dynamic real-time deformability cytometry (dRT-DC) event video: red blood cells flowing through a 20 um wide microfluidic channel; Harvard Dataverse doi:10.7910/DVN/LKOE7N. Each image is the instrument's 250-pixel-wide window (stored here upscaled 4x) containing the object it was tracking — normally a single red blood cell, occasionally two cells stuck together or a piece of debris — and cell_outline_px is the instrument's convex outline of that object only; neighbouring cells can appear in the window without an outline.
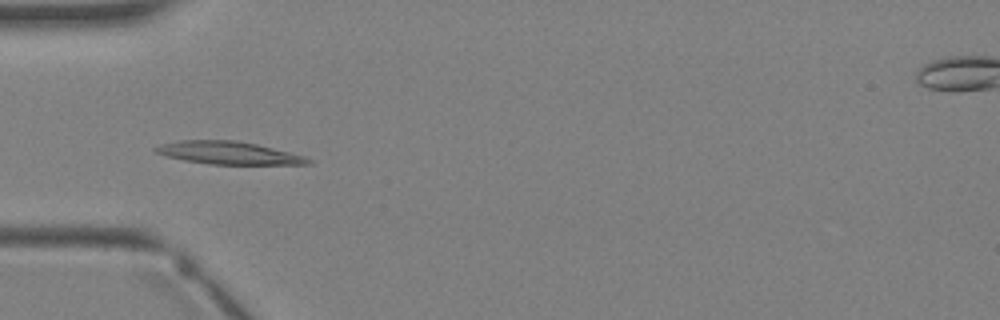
{"species": "Egyptian fruit bat (a non-hibernating species)", "species_latin": "Rousettus aegyptiacus", "temperature_condition": "warm", "stored_images_in_passage": 3, "camera_frame_rate_fps": 3000, "um_per_image_px": 0.085, "animal": {"sex": "female"}, "frame": {"image": 1, "passage_image": 3, "time_ms": 3.333, "image_size_px": [1000, 320], "cell_outline_px": [[312, 164], [212, 164], [184, 160], [168, 156], [156, 152], [152, 148], [164, 144], [180, 140], [236, 140], [256, 144], [304, 156], [312, 160]], "centroid_in_image_um": [19.44, 12.99], "position_along_channel_um": 65.6, "area_um2": 19.83}}